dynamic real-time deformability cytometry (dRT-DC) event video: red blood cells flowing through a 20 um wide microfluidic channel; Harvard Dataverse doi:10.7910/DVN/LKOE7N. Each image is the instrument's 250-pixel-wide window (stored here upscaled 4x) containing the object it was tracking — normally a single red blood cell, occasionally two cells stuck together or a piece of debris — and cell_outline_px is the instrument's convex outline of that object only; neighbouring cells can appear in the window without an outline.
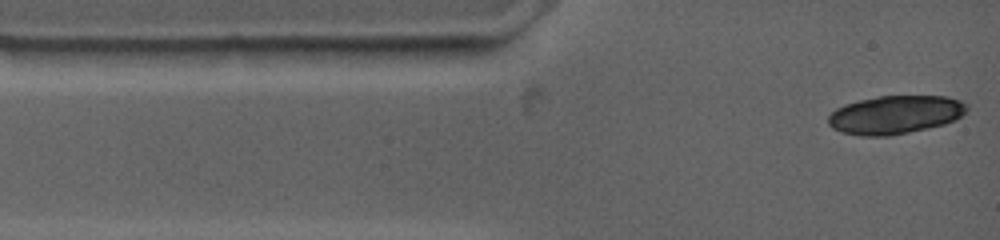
{"species": "common noctule bat (a hibernating species)", "species_latin": "Nyctalus noctula", "temperature_condition": "warm", "stored_images_in_passage": 2, "camera_frame_rate_fps": 4500, "um_per_image_px": 0.085, "animal": {"sex": "female", "body_mass_g": 19.0, "forearm_length_mm": 53.3}, "frame": {"image": 1, "passage_image": 2, "time_ms": 0.222, "image_size_px": [1000, 240], "cell_outline_px": [[968, 108], [960, 116], [944, 124], [928, 128], [888, 136], [860, 136], [840, 132], [832, 128], [828, 124], [828, 116], [836, 108], [844, 104], [860, 100], [880, 96], [948, 96], [960, 100], [968, 104]], "centroid_in_image_um": [76.06, 9.75], "position_along_channel_um": 8.9, "area_um2": 30.98}}